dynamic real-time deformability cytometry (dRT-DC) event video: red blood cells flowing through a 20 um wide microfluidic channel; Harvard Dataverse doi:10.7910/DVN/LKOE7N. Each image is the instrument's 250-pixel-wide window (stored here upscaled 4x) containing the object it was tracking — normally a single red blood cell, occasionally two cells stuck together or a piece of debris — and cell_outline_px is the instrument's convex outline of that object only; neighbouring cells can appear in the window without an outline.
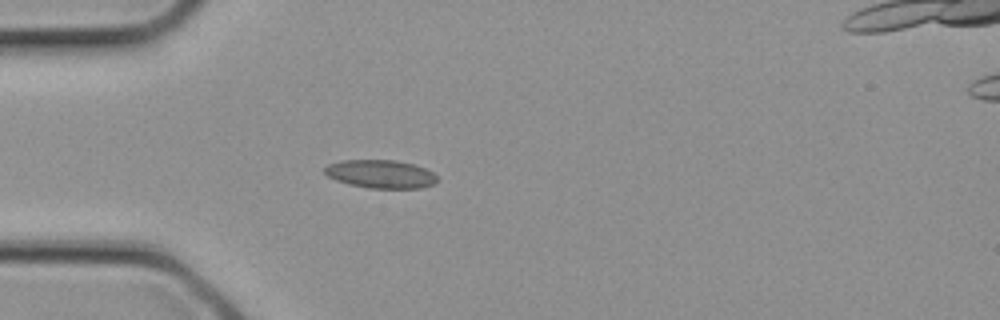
{"species": "common noctule bat (a hibernating species)", "species_latin": "Nyctalus noctula", "temperature_condition": "cold", "stored_images_in_passage": 3, "camera_frame_rate_fps": 3000, "um_per_image_px": 0.085, "animal": {"sex": "female", "body_mass_g": 21.9}, "frame": {"image": 1, "passage_image": 2, "time_ms": 0.333, "image_size_px": [1000, 320], "cell_outline_px": [[440, 180], [436, 184], [420, 188], [368, 188], [348, 184], [336, 180], [328, 176], [324, 172], [324, 168], [328, 164], [340, 160], [396, 160], [416, 164], [432, 172]], "centroid_in_image_um": [32.38, 14.79], "position_along_channel_um": 52.6, "area_um2": 18.79}}